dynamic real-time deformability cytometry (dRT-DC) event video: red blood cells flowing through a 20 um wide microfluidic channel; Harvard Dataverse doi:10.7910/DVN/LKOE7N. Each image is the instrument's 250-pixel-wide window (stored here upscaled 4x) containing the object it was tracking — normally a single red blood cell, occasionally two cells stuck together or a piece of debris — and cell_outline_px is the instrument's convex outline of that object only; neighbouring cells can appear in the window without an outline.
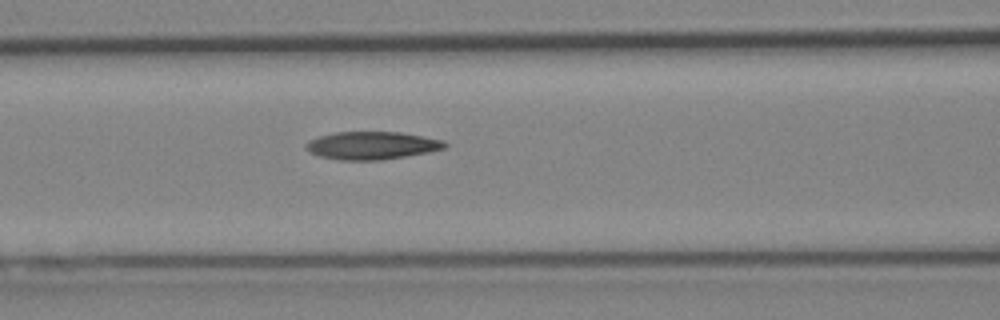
{"species": "Egyptian fruit bat (a non-hibernating species)", "species_latin": "Rousettus aegyptiacus", "temperature_condition": "cold", "stored_images_in_passage": 6, "camera_frame_rate_fps": 3000, "um_per_image_px": 0.085, "animal": {"sex": "female"}, "frame": {"image": 1, "passage_image": 6, "time_ms": 1.667, "image_size_px": [1000, 320], "cell_outline_px": [[448, 144], [444, 148], [428, 152], [380, 160], [340, 160], [320, 156], [304, 148], [304, 144], [308, 140], [320, 136], [336, 132], [400, 132], [444, 140]], "centroid_in_image_um": [31.59, 12.36], "position_along_channel_um": 135.0, "area_um2": 22.37}}